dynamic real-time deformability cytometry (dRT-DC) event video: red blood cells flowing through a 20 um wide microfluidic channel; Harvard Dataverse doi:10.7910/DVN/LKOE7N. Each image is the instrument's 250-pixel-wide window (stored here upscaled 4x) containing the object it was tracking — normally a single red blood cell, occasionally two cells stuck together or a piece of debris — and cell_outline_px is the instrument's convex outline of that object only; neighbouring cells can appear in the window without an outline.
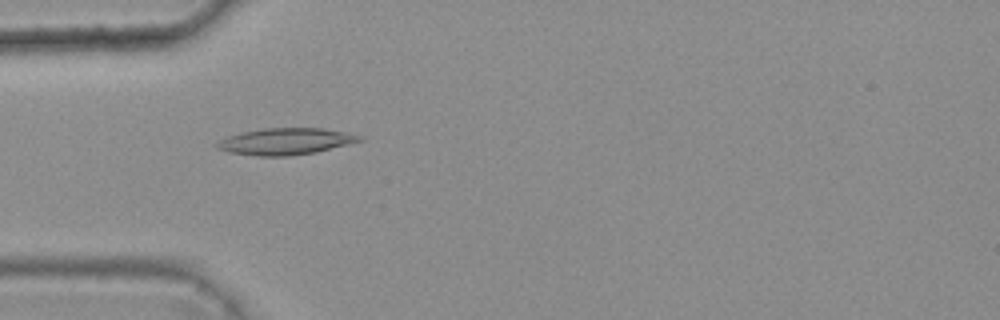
{"species": "common noctule bat (a hibernating species)", "species_latin": "Nyctalus noctula", "temperature_condition": "warm", "stored_images_in_passage": 6, "camera_frame_rate_fps": 3000, "um_per_image_px": 0.085, "animal": {"sex": "female", "body_mass_g": 25.1}, "frame": {"image": 1, "passage_image": 4, "time_ms": 1.0, "image_size_px": [1000, 320], "cell_outline_px": [[364, 140], [316, 152], [288, 156], [256, 156], [228, 152], [216, 148], [216, 144], [220, 140], [228, 136], [240, 132], [264, 128], [324, 128], [364, 136]], "centroid_in_image_um": [24.27, 12.02], "position_along_channel_um": 60.7, "area_um2": 22.14}}
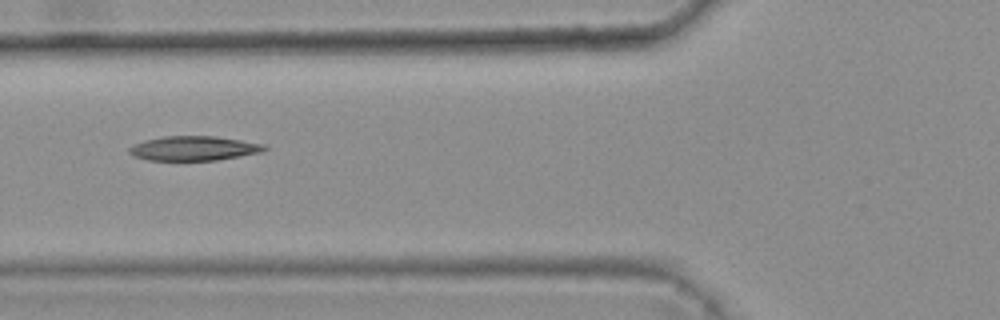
{"frame": {"image": 2, "passage_image": 5, "time_ms": 1.333, "image_size_px": [1000, 320], "cell_outline_px": [[268, 148], [260, 152], [240, 156], [216, 160], [148, 160], [136, 156], [128, 152], [128, 148], [132, 144], [144, 140], [164, 136], [216, 136], [264, 144]], "centroid_in_image_um": [16.44, 12.6], "position_along_channel_um": 109.4, "area_um2": 19.19}}
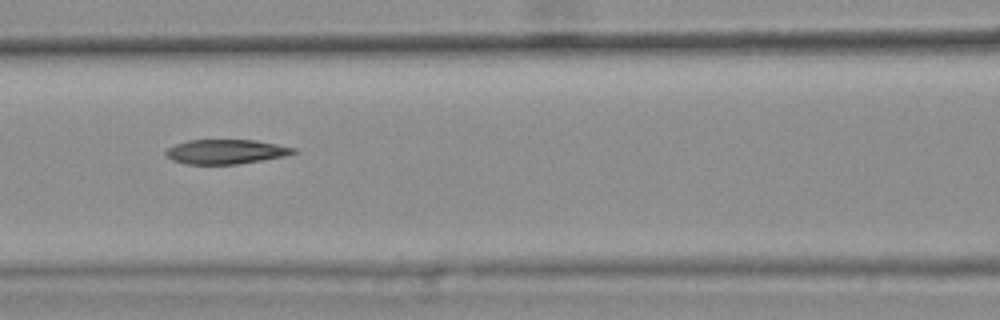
{"frame": {"image": 3, "passage_image": 6, "time_ms": 1.667, "image_size_px": [1000, 320], "cell_outline_px": [[296, 152], [284, 156], [236, 164], [188, 164], [172, 160], [164, 156], [164, 152], [168, 148], [176, 144], [188, 140], [256, 140], [296, 148]], "centroid_in_image_um": [19.15, 12.89], "position_along_channel_um": 147.4, "area_um2": 18.09}}